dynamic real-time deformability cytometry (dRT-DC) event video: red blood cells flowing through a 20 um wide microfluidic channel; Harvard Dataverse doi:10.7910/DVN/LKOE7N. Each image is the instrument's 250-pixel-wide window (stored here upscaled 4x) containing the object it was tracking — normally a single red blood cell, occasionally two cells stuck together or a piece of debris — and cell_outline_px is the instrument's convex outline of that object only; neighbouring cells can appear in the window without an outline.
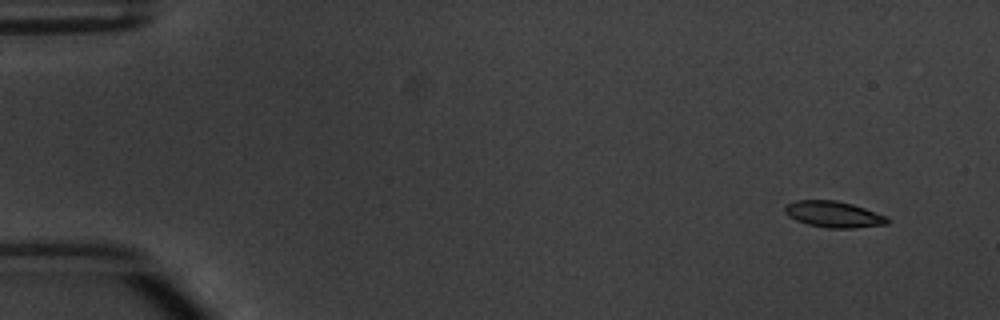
{"species": "common noctule bat (a hibernating species)", "species_latin": "Nyctalus noctula", "temperature_condition": "warm", "stored_images_in_passage": 5, "camera_frame_rate_fps": 3000, "um_per_image_px": 0.085, "animal": {"sex": "male", "body_mass_g": 20.1, "forearm_length_mm": 53.5}, "frame": {"image": 1, "passage_image": 1, "time_ms": 0.0, "image_size_px": [1000, 320], "cell_outline_px": [[892, 220], [888, 224], [856, 228], [828, 228], [808, 224], [796, 220], [788, 216], [784, 212], [784, 208], [788, 204], [796, 200], [836, 200], [852, 204], [888, 216]], "centroid_in_image_um": [70.9, 18.22], "position_along_channel_um": 14.1, "area_um2": 15.78}}
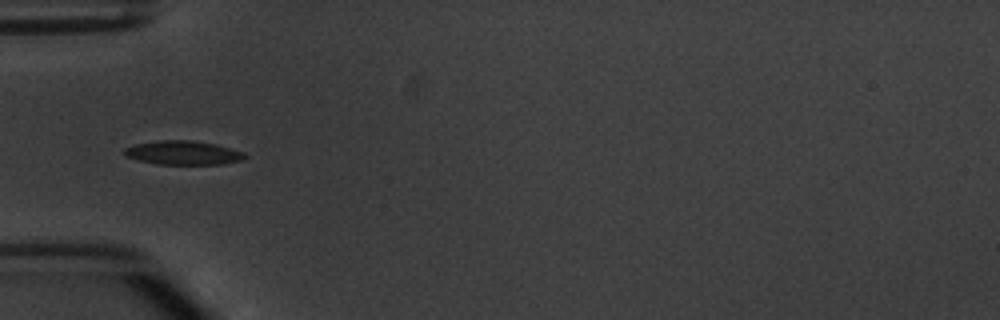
{"frame": {"image": 2, "passage_image": 5, "time_ms": 4.667, "image_size_px": [1000, 320], "cell_outline_px": [[248, 156], [244, 160], [224, 164], [156, 164], [124, 156], [124, 148], [136, 144], [160, 140], [192, 140], [216, 144], [232, 148], [244, 152]], "centroid_in_image_um": [15.62, 12.98], "position_along_channel_um": 69.4, "area_um2": 16.94}}